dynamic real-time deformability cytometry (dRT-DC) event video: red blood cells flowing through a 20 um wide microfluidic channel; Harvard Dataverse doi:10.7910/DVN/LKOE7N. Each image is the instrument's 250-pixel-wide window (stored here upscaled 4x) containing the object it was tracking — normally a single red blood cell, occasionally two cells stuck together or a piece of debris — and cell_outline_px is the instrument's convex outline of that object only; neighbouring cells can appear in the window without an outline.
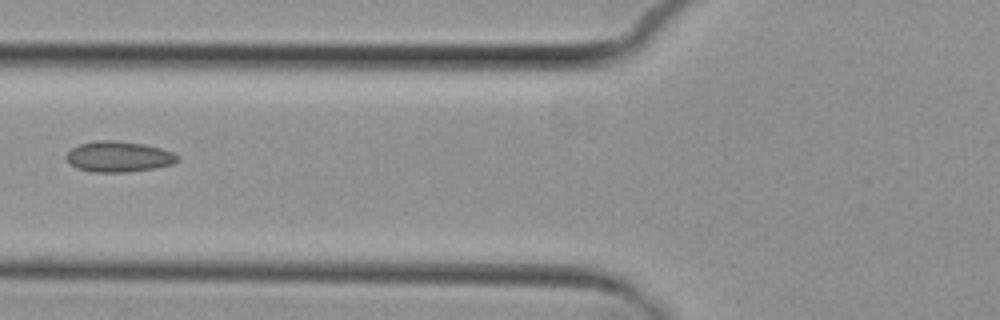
{"species": "common noctule bat (a hibernating species)", "species_latin": "Nyctalus noctula", "temperature_condition": "cold", "stored_images_in_passage": 9, "camera_frame_rate_fps": 3000, "um_per_image_px": 0.085, "animal": {"sex": "female", "body_mass_g": 29.2, "forearm_length_mm": 56.3}, "frame": {"image": 1, "passage_image": 8, "time_ms": 8.0, "image_size_px": [1000, 320], "cell_outline_px": [[180, 160], [172, 164], [156, 168], [124, 172], [92, 172], [76, 168], [64, 156], [72, 148], [80, 144], [96, 140], [116, 140], [144, 144], [160, 148], [172, 152], [180, 156]], "centroid_in_image_um": [10.1, 13.31], "position_along_channel_um": 115.7, "area_um2": 19.94}}
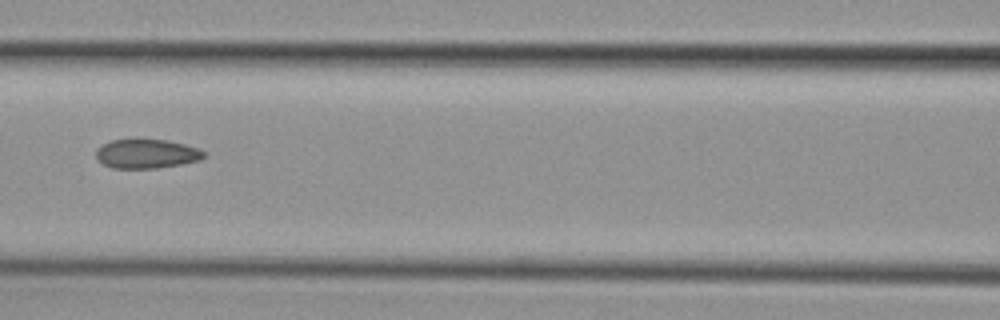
{"frame": {"image": 2, "passage_image": 9, "time_ms": 9.0, "image_size_px": [1000, 320], "cell_outline_px": [[204, 156], [200, 160], [180, 164], [156, 168], [112, 168], [96, 160], [96, 148], [112, 140], [136, 136], [168, 140], [184, 144], [196, 148], [204, 152]], "centroid_in_image_um": [12.39, 13.02], "position_along_channel_um": 154.2, "area_um2": 18.9}}